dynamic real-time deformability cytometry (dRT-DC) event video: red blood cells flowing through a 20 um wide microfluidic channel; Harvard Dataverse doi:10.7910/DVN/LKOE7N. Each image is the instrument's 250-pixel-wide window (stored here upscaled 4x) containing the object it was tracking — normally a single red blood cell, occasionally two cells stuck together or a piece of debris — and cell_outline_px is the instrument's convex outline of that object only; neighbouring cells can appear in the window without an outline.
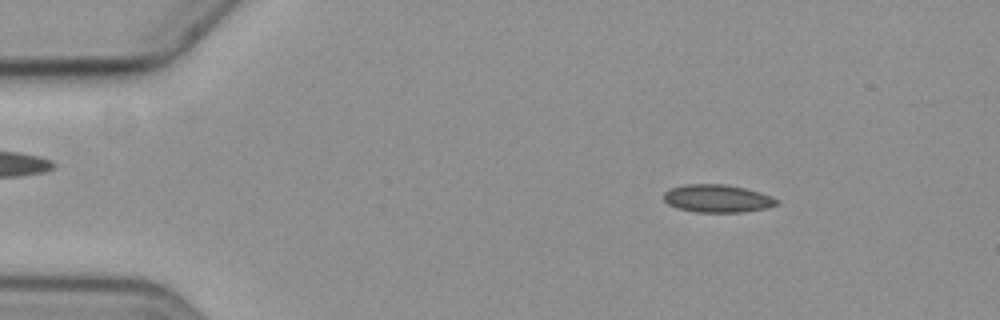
{"species": "common noctule bat (a hibernating species)", "species_latin": "Nyctalus noctula", "temperature_condition": "cold", "stored_images_in_passage": 6, "camera_frame_rate_fps": 3000, "um_per_image_px": 0.085, "animal": {"sex": "female", "body_mass_g": 19.3, "forearm_length_mm": 54.1}, "frame": {"image": 1, "passage_image": 2, "time_ms": 1.333, "image_size_px": [1000, 320], "cell_outline_px": [[780, 204], [768, 208], [744, 212], [696, 212], [676, 208], [668, 204], [664, 200], [664, 192], [672, 188], [684, 184], [724, 184], [744, 188], [760, 192], [772, 196], [780, 200]], "centroid_in_image_um": [61.02, 16.88], "position_along_channel_um": 24.0, "area_um2": 18.5}}
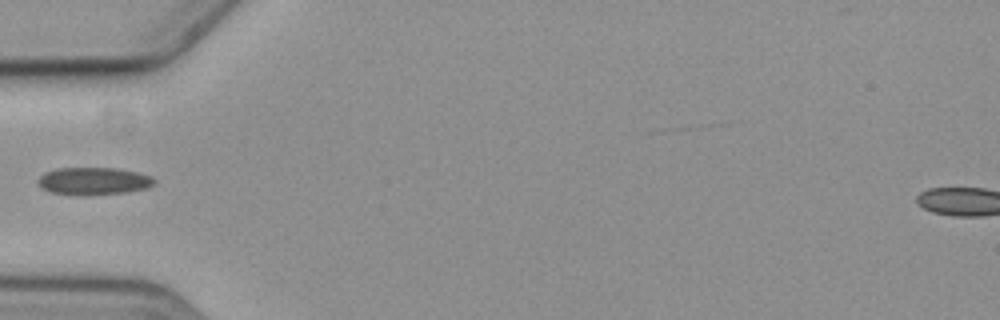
{"frame": {"image": 2, "passage_image": 5, "time_ms": 5.0, "image_size_px": [1000, 320], "cell_outline_px": [[156, 184], [144, 188], [124, 192], [88, 196], [84, 196], [52, 192], [40, 188], [36, 180], [44, 172], [56, 168], [116, 168], [136, 172], [152, 176], [156, 180]], "centroid_in_image_um": [7.92, 15.39], "position_along_channel_um": 77.1, "area_um2": 18.79}}
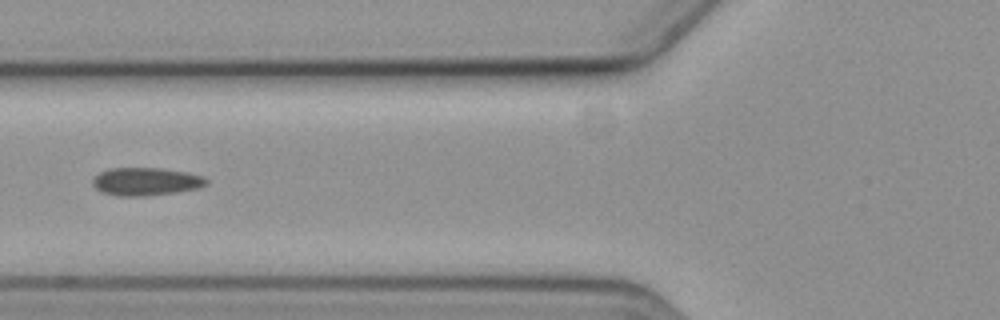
{"frame": {"image": 3, "passage_image": 6, "time_ms": 6.0, "image_size_px": [1000, 320], "cell_outline_px": [[208, 184], [200, 188], [176, 192], [148, 196], [116, 196], [100, 192], [92, 184], [92, 180], [100, 172], [108, 168], [160, 168], [184, 172], [204, 176], [208, 180]], "centroid_in_image_um": [12.4, 15.44], "position_along_channel_um": 113.4, "area_um2": 18.67}}